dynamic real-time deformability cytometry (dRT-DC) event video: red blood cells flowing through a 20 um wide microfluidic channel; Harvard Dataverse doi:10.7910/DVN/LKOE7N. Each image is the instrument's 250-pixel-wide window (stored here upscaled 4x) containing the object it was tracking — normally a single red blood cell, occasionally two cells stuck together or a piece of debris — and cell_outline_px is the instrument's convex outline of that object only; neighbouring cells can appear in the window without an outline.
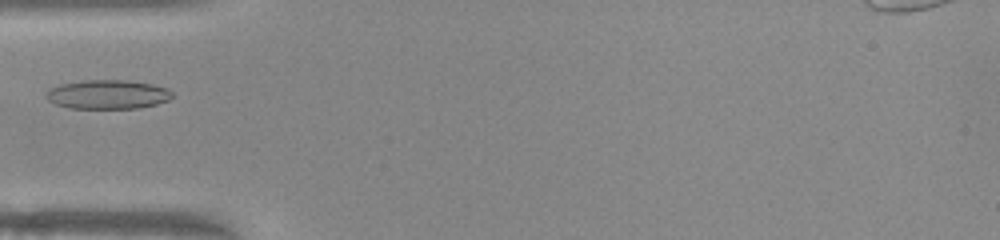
{"species": "common noctule bat (a hibernating species)", "species_latin": "Nyctalus noctula", "temperature_condition": "warm", "stored_images_in_passage": 36, "camera_frame_rate_fps": 3000, "um_per_image_px": 0.085, "animal": {"sex": "female", "body_mass_g": 22.0, "forearm_length_mm": 56.7}, "frame": {"image": 1, "passage_image": 1, "time_ms": 0.0, "image_size_px": [1000, 240], "cell_outline_px": [[172, 96], [168, 100], [156, 104], [140, 108], [68, 108], [56, 104], [48, 100], [44, 96], [44, 92], [48, 88], [60, 84], [80, 80], [128, 80], [152, 84], [168, 88], [172, 92]], "centroid_in_image_um": [9.1, 8.02], "position_along_channel_um": 75.9, "area_um2": 21.62}}
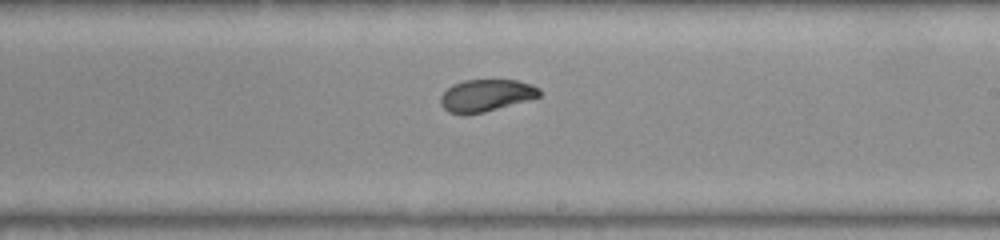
{"frame": {"image": 2, "passage_image": 14, "time_ms": 4.333, "image_size_px": [1000, 240], "cell_outline_px": [[540, 96], [528, 100], [484, 112], [448, 112], [440, 104], [440, 96], [452, 84], [464, 80], [516, 80], [532, 84], [540, 88]], "centroid_in_image_um": [41.34, 8.08], "position_along_channel_um": 247.7, "area_um2": 18.15}}
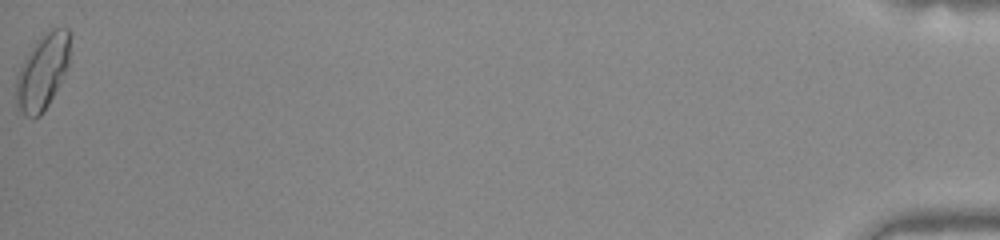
{"frame": {"image": 3, "passage_image": 36, "time_ms": 11.667, "image_size_px": [1000, 240], "cell_outline_px": [[72, 32], [68, 68], [48, 104], [40, 116], [32, 120], [24, 116], [16, 108], [16, 80], [20, 68], [28, 52], [36, 40], [48, 28], [68, 28]], "centroid_in_image_um": [3.63, 6.08], "position_along_channel_um": 431.6, "area_um2": 24.22}}